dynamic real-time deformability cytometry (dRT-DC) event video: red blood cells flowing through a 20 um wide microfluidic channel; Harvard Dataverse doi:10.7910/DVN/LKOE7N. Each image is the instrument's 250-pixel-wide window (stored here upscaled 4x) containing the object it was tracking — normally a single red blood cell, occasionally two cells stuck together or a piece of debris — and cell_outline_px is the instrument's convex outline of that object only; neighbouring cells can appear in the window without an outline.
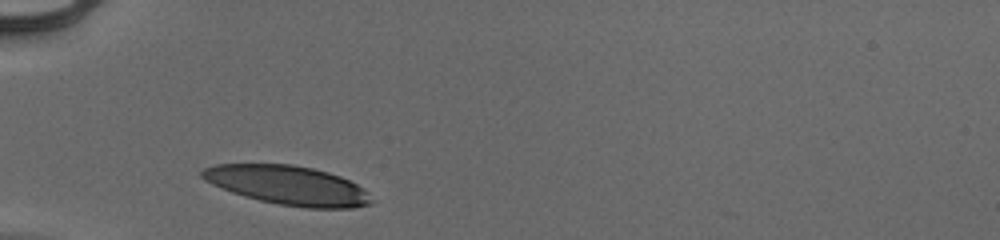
{"species": "human", "species_latin": "Homo sapiens", "temperature_condition": "cold", "stored_images_in_passage": 28, "camera_frame_rate_fps": 3000, "um_per_image_px": 0.085, "donor": {"sex": "male"}, "frame": {"image": 1, "passage_image": 1, "time_ms": 0.0, "image_size_px": [1000, 240], "cell_outline_px": [[372, 204], [352, 208], [308, 208], [280, 204], [260, 200], [244, 196], [232, 192], [212, 184], [204, 180], [200, 176], [200, 172], [204, 168], [216, 164], [292, 164], [312, 168], [328, 172], [340, 176], [364, 188], [368, 192], [372, 200]], "centroid_in_image_um": [24.47, 15.74], "position_along_channel_um": 60.5, "area_um2": 38.49}}
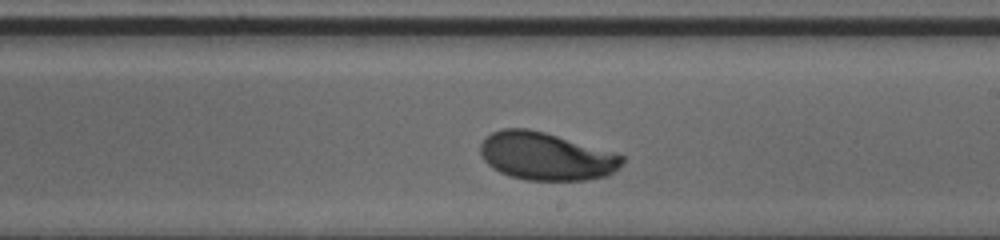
{"frame": {"image": 2, "passage_image": 16, "time_ms": 5.0, "image_size_px": [1000, 240], "cell_outline_px": [[624, 164], [608, 176], [588, 180], [524, 180], [508, 176], [492, 168], [484, 160], [480, 152], [480, 144], [492, 132], [504, 128], [528, 128], [544, 132], [616, 152], [624, 156]], "centroid_in_image_um": [46.45, 13.29], "position_along_channel_um": 242.6, "area_um2": 39.82}}
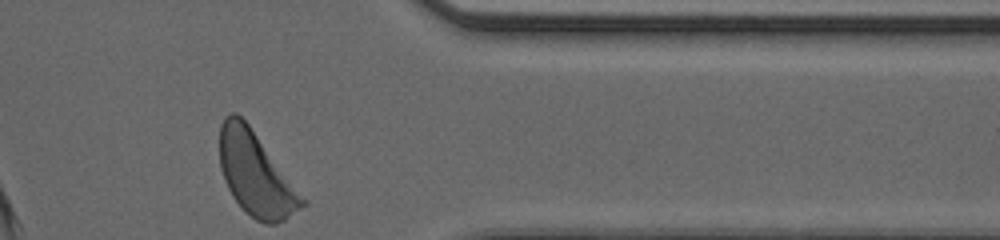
{"frame": {"image": 3, "passage_image": 28, "time_ms": 9.0, "image_size_px": [1000, 240], "cell_outline_px": [[308, 204], [284, 220], [276, 224], [268, 224], [256, 220], [232, 196], [224, 180], [220, 168], [220, 124], [224, 116], [232, 112], [236, 112], [248, 124], [308, 200]], "centroid_in_image_um": [21.77, 14.8], "position_along_channel_um": 389.6, "area_um2": 40.0}, "authors_computed_cell_mechanics": {"area_um2": 39.3907, "velocity_mm_per_s": 3.8903, "shape_relaxation_time_tau1_ms": 2.1398, "shape_relaxation_time_tau2_ms": null, "deformation_change_tau1": 0.1492, "deformation_change_tau2": null}}